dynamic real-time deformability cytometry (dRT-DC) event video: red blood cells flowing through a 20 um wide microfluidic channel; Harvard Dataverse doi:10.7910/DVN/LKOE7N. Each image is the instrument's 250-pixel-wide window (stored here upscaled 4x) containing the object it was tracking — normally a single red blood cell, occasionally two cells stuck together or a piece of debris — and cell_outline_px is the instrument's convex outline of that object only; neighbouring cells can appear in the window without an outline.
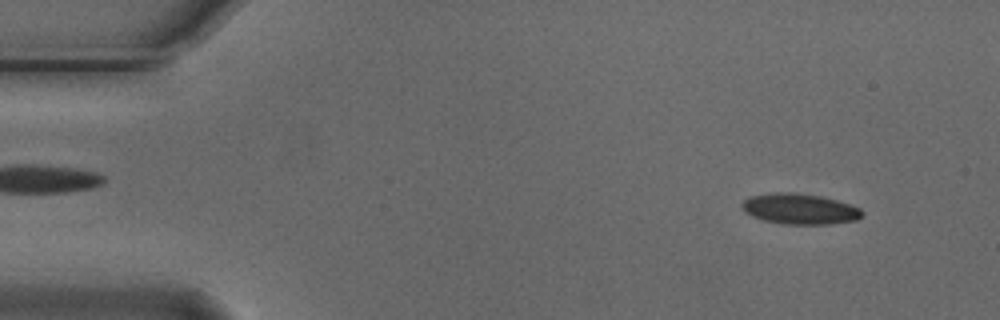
{"species": "Egyptian fruit bat (a non-hibernating species)", "species_latin": "Rousettus aegyptiacus", "temperature_condition": "cold", "stored_images_in_passage": 54, "camera_frame_rate_fps": 3000, "um_per_image_px": 0.085, "animal": {"sex": "male"}, "frame": {"image": 1, "passage_image": 4, "time_ms": 1.0, "image_size_px": [1000, 320], "cell_outline_px": [[864, 216], [856, 220], [832, 224], [784, 224], [764, 220], [752, 216], [744, 212], [740, 204], [748, 196], [772, 192], [796, 192], [820, 196], [836, 200], [860, 208], [864, 212]], "centroid_in_image_um": [67.96, 17.75], "position_along_channel_um": 17.0, "area_um2": 21.68}}
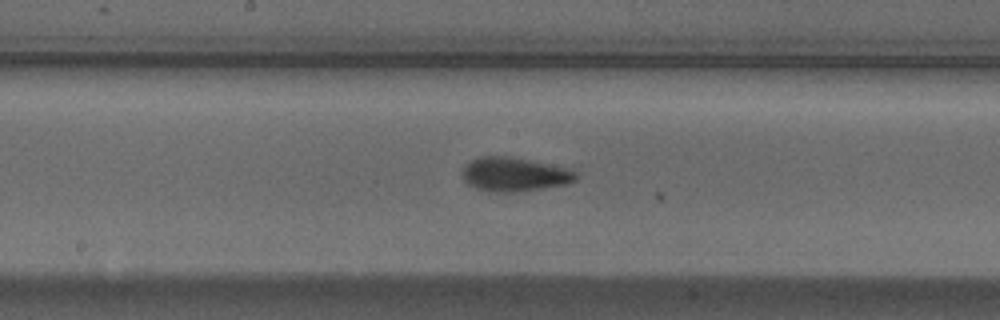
{"frame": {"image": 2, "passage_image": 27, "time_ms": 8.667, "image_size_px": [1000, 320], "cell_outline_px": [[576, 180], [568, 184], [516, 192], [492, 192], [476, 188], [468, 184], [464, 180], [464, 168], [472, 160], [480, 156], [512, 156], [572, 168], [576, 172]], "centroid_in_image_um": [43.78, 14.81], "position_along_channel_um": 204.4, "area_um2": 22.6}}
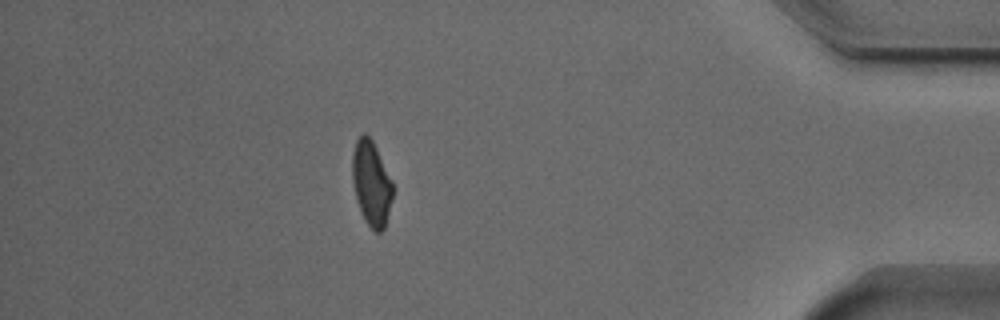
{"frame": {"image": 3, "passage_image": 47, "time_ms": 15.333, "image_size_px": [1000, 320], "cell_outline_px": [[392, 196], [384, 228], [380, 232], [376, 232], [364, 220], [360, 212], [356, 200], [352, 180], [352, 152], [356, 140], [364, 132], [372, 140], [392, 180]], "centroid_in_image_um": [31.53, 15.57], "position_along_channel_um": 403.7, "area_um2": 19.83}, "authors_computed_cell_mechanics": {"area_um2": 21.2993, "velocity_mm_per_s": 3.7097, "shape_relaxation_time_tau1_ms": 3.4422, "shape_relaxation_time_tau2_ms": 3.9705, "deformation_change_tau1": 0.1099, "deformation_change_tau2": 0.0854}}